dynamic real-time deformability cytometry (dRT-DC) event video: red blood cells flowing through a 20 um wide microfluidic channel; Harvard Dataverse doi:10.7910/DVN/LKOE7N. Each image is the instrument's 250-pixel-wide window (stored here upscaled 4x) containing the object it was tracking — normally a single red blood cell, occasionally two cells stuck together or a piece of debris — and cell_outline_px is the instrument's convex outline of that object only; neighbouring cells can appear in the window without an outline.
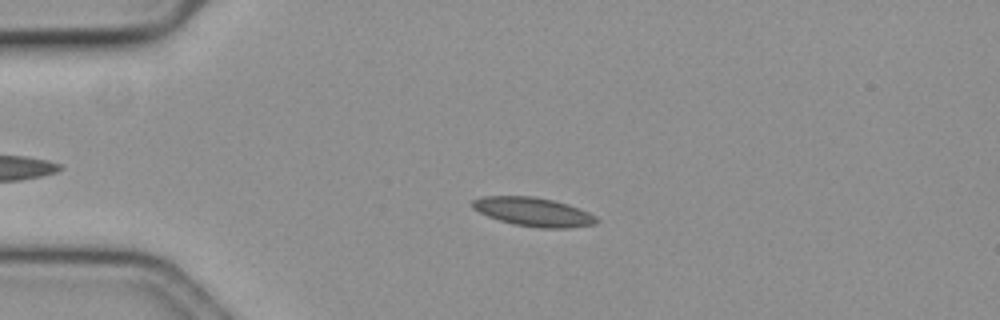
{"species": "common noctule bat (a hibernating species)", "species_latin": "Nyctalus noctula", "temperature_condition": "cold", "stored_images_in_passage": 43, "camera_frame_rate_fps": 3000, "um_per_image_px": 0.085, "animal": {"sex": "female", "body_mass_g": 19.3, "forearm_length_mm": 54.1}, "frame": {"image": 1, "passage_image": 6, "time_ms": 1.667, "image_size_px": [1000, 320], "cell_outline_px": [[600, 220], [596, 224], [572, 228], [540, 228], [512, 224], [488, 216], [472, 208], [472, 200], [480, 196], [532, 196], [552, 200], [568, 204], [580, 208], [596, 216]], "centroid_in_image_um": [45.36, 18.01], "position_along_channel_um": 39.6, "area_um2": 20.98}}
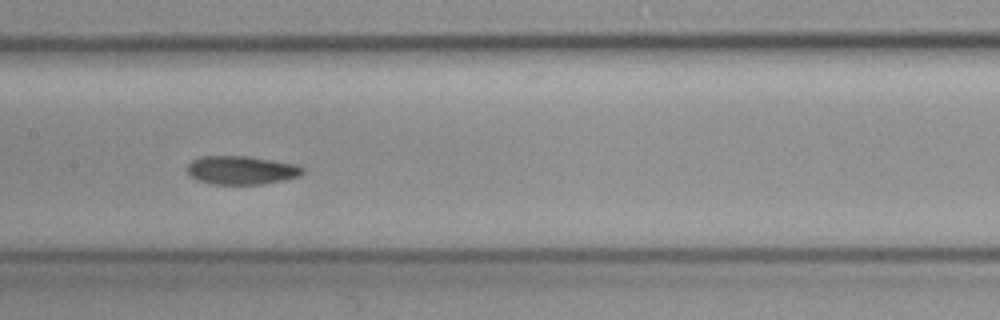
{"frame": {"image": 2, "passage_image": 21, "time_ms": 6.667, "image_size_px": [1000, 320], "cell_outline_px": [[304, 172], [300, 176], [284, 180], [264, 184], [208, 184], [196, 180], [188, 176], [184, 168], [192, 160], [200, 156], [248, 156], [296, 164], [304, 168]], "centroid_in_image_um": [20.46, 14.47], "position_along_channel_um": 186.9, "area_um2": 19.59}}
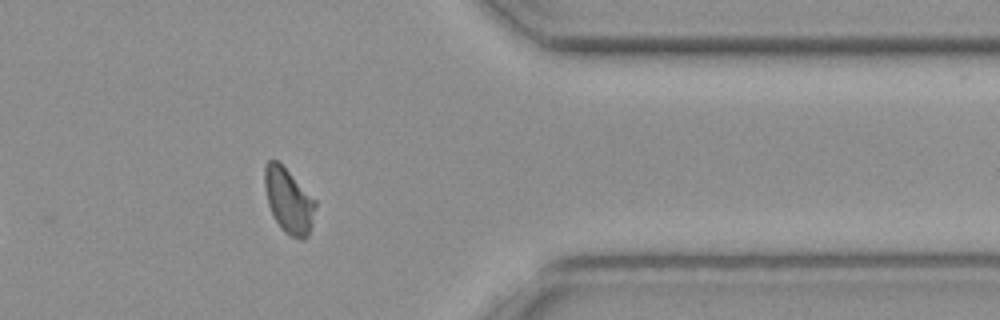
{"frame": {"image": 3, "passage_image": 39, "time_ms": 12.667, "image_size_px": [1000, 320], "cell_outline_px": [[316, 204], [312, 224], [308, 236], [304, 240], [300, 240], [284, 232], [280, 228], [272, 216], [268, 204], [264, 184], [264, 168], [268, 160], [280, 160], [316, 200]], "centroid_in_image_um": [24.53, 17.04], "position_along_channel_um": 386.9, "area_um2": 19.65}, "authors_computed_cell_mechanics": {"area_um2": 19.4208, "velocity_mm_per_s": 3.6046, "shape_relaxation_time_tau1_ms": 4.5513, "shape_relaxation_time_tau2_ms": 1.7251, "deformation_change_tau1": 0.1205, "deformation_change_tau2": 0.0689}}